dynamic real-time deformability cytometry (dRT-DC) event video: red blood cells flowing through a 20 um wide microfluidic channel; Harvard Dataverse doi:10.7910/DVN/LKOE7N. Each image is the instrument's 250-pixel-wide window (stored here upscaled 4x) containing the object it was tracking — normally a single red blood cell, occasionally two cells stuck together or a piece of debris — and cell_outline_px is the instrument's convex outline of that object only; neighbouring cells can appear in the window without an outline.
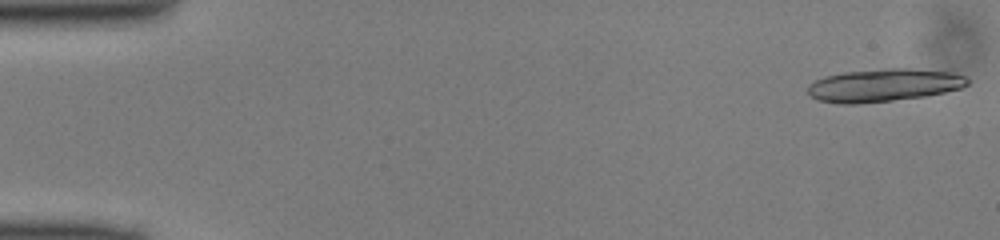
{"species": "common noctule bat (a hibernating species)", "species_latin": "Nyctalus noctula", "temperature_condition": "cold", "stored_images_in_passage": 15, "camera_frame_rate_fps": 3000, "um_per_image_px": 0.085, "animal": {"sex": "male", "body_mass_g": 13.0, "forearm_length_mm": 53.1}, "frame": {"image": 1, "passage_image": 1, "time_ms": 0.0, "image_size_px": [1000, 240], "cell_outline_px": [[968, 84], [960, 88], [944, 92], [924, 96], [892, 100], [856, 104], [836, 104], [820, 100], [808, 96], [808, 84], [824, 76], [844, 72], [884, 68], [908, 68], [952, 72], [964, 76], [968, 80]], "centroid_in_image_um": [75.07, 7.24], "position_along_channel_um": 9.9, "area_um2": 30.58}}